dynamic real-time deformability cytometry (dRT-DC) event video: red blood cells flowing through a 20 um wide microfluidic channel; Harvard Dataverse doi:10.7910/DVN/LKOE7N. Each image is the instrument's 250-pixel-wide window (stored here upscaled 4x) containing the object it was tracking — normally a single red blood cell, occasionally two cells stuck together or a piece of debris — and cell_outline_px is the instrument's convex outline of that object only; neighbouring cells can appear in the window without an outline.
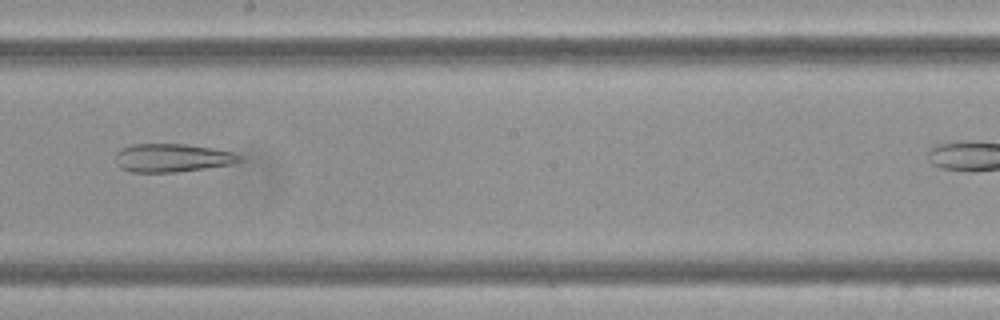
{"species": "Egyptian fruit bat (a non-hibernating species)", "species_latin": "Rousettus aegyptiacus", "temperature_condition": "cold", "stored_images_in_passage": 7, "camera_frame_rate_fps": 3000, "um_per_image_px": 0.085, "frame": {"image": 1, "passage_image": 5, "time_ms": 1.333, "image_size_px": [1000, 320], "cell_outline_px": [[244, 160], [232, 164], [176, 172], [132, 172], [120, 168], [116, 164], [116, 152], [120, 148], [132, 144], [184, 144], [212, 148], [232, 152], [240, 156]], "centroid_in_image_um": [14.6, 13.42], "position_along_channel_um": 233.6, "area_um2": 20.46}}